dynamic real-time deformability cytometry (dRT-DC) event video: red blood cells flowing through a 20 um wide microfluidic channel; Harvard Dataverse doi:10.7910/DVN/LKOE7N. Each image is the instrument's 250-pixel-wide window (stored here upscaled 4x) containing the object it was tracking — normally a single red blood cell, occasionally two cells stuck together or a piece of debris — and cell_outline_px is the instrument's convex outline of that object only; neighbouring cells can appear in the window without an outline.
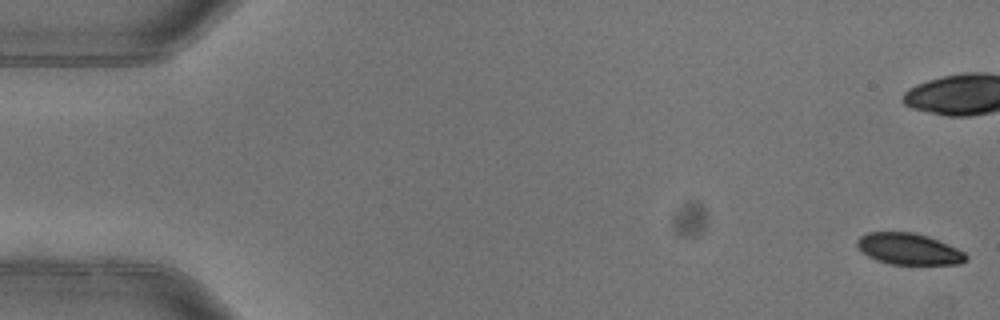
{"species": "common noctule bat (a hibernating species)", "species_latin": "Nyctalus noctula", "temperature_condition": "warm", "stored_images_in_passage": 5, "camera_frame_rate_fps": 3000, "um_per_image_px": 0.085, "animal": {"sex": "female"}, "frame": {"image": 1, "passage_image": 1, "time_ms": 0.0, "image_size_px": [1000, 320], "cell_outline_px": [[968, 260], [960, 264], [888, 264], [876, 260], [860, 252], [856, 244], [856, 240], [860, 236], [868, 232], [912, 232], [928, 236], [956, 248], [964, 252], [968, 256]], "centroid_in_image_um": [77.21, 21.17], "position_along_channel_um": 7.8, "area_um2": 20.0}}